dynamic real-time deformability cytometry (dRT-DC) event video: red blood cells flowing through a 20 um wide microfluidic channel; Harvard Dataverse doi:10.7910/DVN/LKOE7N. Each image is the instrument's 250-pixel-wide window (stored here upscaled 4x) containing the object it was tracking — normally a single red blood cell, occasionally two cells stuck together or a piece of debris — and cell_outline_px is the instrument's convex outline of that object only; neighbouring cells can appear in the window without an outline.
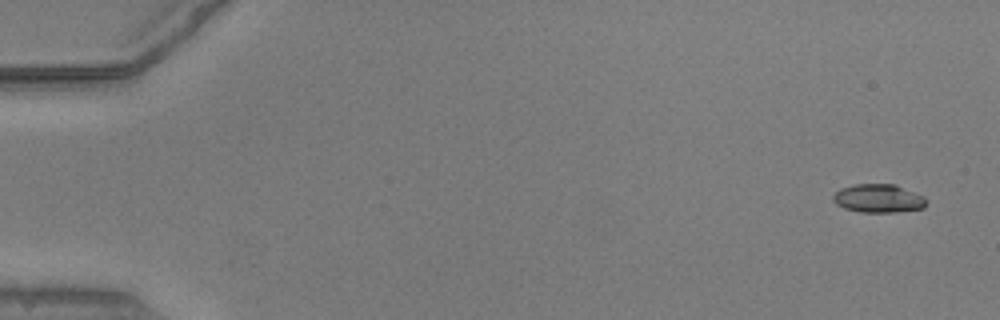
{"species": "common noctule bat (a hibernating species)", "species_latin": "Nyctalus noctula", "temperature_condition": "warm", "stored_images_in_passage": 52, "camera_frame_rate_fps": 3000, "um_per_image_px": 0.085, "animal": {"sex": "male", "body_mass_g": 20.5, "forearm_length_mm": 52.5}, "frame": {"image": 1, "passage_image": 1, "time_ms": 0.0, "image_size_px": [1000, 320], "cell_outline_px": [[924, 208], [896, 212], [860, 212], [844, 208], [836, 204], [832, 200], [832, 196], [840, 188], [856, 184], [896, 184], [924, 196]], "centroid_in_image_um": [74.63, 16.86], "position_along_channel_um": 10.4, "area_um2": 15.43}}
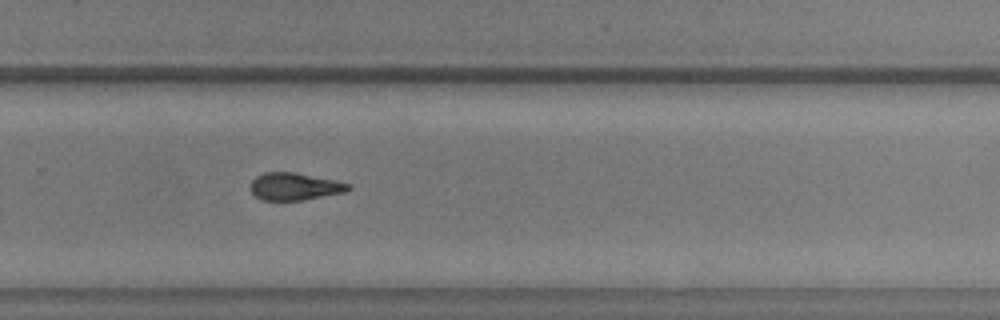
{"frame": {"image": 2, "passage_image": 35, "time_ms": 11.333, "image_size_px": [1000, 320], "cell_outline_px": [[352, 188], [348, 192], [300, 200], [264, 200], [256, 196], [252, 192], [252, 180], [256, 176], [264, 172], [296, 172], [352, 184]], "centroid_in_image_um": [25.1, 15.84], "position_along_channel_um": 304.7, "area_um2": 15.55}}
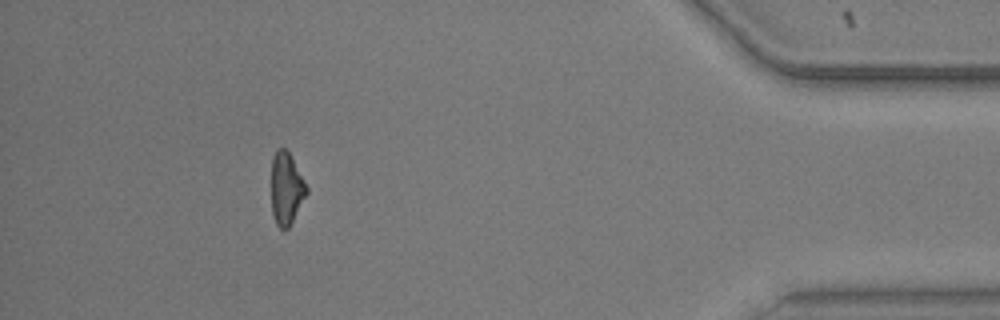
{"frame": {"image": 3, "passage_image": 47, "time_ms": 15.333, "image_size_px": [1000, 320], "cell_outline_px": [[308, 192], [288, 228], [280, 228], [276, 224], [272, 212], [272, 160], [276, 148], [284, 148], [288, 152], [308, 188]], "centroid_in_image_um": [24.33, 16.03], "position_along_channel_um": 410.9, "area_um2": 14.45}, "authors_computed_cell_mechanics": {"area_um2": 15.7505, "velocity_mm_per_s": 3.9115, "shape_relaxation_time_tau1_ms": 4.963, "shape_relaxation_time_tau2_ms": 2.421, "deformation_change_tau1": 0.1566, "deformation_change_tau2": 0.0992}}